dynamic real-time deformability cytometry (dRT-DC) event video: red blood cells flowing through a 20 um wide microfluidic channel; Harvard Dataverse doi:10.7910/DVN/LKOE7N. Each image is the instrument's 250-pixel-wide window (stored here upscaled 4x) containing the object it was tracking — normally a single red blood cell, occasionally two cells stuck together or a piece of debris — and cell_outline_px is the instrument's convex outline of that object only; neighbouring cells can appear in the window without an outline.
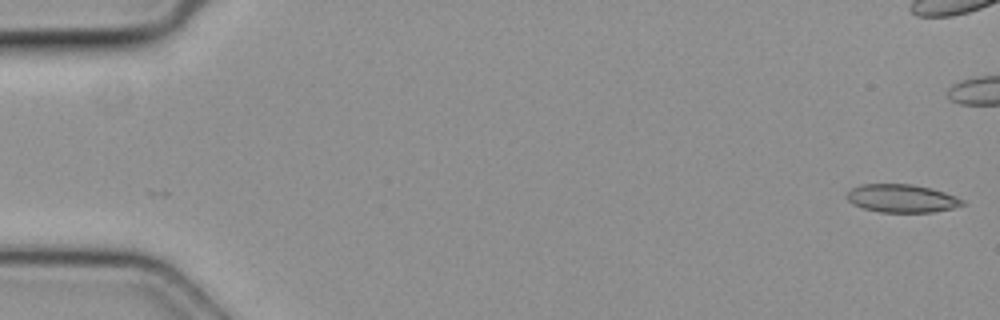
{"species": "common noctule bat (a hibernating species)", "species_latin": "Nyctalus noctula", "temperature_condition": "cold", "stored_images_in_passage": 29, "camera_frame_rate_fps": 3000, "um_per_image_px": 0.085, "animal": {"sex": "female", "body_mass_g": 19.3, "forearm_length_mm": 54.1}, "frame": {"image": 1, "passage_image": 1, "time_ms": 0.0, "image_size_px": [1000, 320], "cell_outline_px": [[968, 204], [952, 208], [932, 212], [880, 212], [864, 208], [852, 204], [844, 196], [852, 188], [860, 184], [912, 184], [932, 188], [956, 196], [964, 200]], "centroid_in_image_um": [76.66, 16.86], "position_along_channel_um": 8.3, "area_um2": 19.07}}